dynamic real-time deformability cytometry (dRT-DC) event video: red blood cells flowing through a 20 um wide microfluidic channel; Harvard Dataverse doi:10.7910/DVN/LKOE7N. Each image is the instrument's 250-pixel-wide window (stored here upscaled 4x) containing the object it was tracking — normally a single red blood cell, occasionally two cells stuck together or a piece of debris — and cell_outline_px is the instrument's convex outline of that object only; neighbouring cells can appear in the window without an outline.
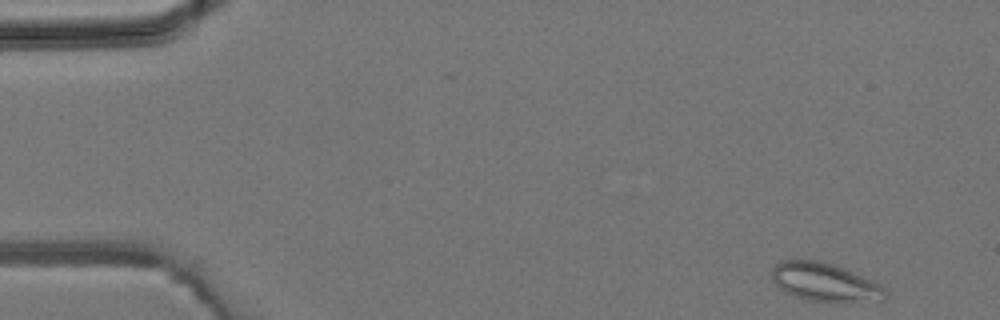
{"species": "common noctule bat (a hibernating species)", "species_latin": "Nyctalus noctula", "temperature_condition": "room temperature", "stored_images_in_passage": 4, "camera_frame_rate_fps": 3000, "um_per_image_px": 0.085, "animal": {"sex": "male", "body_mass_g": 19.2, "forearm_length_mm": 51.8}, "frame": {"image": 1, "passage_image": 1, "time_ms": 0.0, "image_size_px": [1000, 320], "cell_outline_px": [[888, 296], [884, 300], [844, 304], [832, 304], [808, 300], [796, 296], [780, 288], [772, 280], [772, 268], [780, 260], [816, 260], [832, 264], [844, 268], [872, 280], [880, 284], [888, 292]], "centroid_in_image_um": [70.18, 24.03], "position_along_channel_um": 14.8, "area_um2": 26.01}}